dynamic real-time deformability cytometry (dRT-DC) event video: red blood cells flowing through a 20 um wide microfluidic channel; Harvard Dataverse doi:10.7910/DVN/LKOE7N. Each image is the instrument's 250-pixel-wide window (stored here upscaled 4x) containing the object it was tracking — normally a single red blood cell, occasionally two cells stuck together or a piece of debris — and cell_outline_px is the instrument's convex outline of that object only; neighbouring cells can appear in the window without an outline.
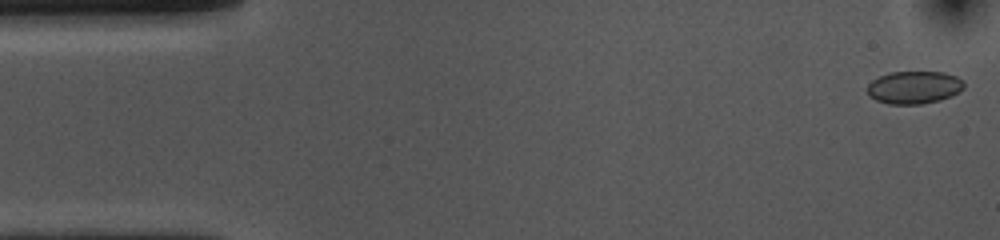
{"species": "common noctule bat (a hibernating species)", "species_latin": "Nyctalus noctula", "temperature_condition": "cold", "stored_images_in_passage": 54, "camera_frame_rate_fps": 3000, "um_per_image_px": 0.085, "animal": {"sex": "female", "body_mass_g": 10.0, "forearm_length_mm": 53.1}, "frame": {"image": 1, "passage_image": 1, "time_ms": 0.0, "image_size_px": [1000, 240], "cell_outline_px": [[964, 88], [952, 96], [940, 100], [920, 104], [888, 104], [876, 100], [868, 92], [868, 84], [872, 80], [888, 72], [944, 72], [956, 76], [964, 84]], "centroid_in_image_um": [77.7, 7.43], "position_along_channel_um": 7.3, "area_um2": 18.32}}
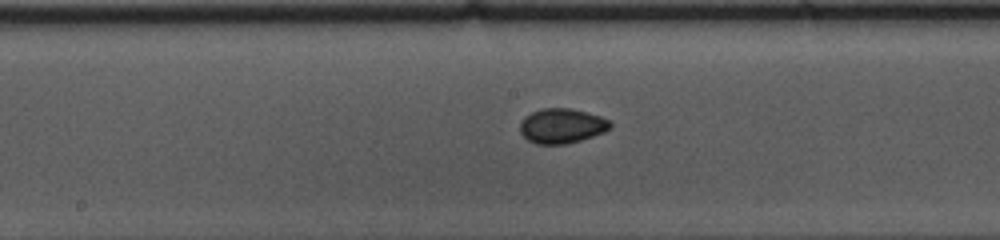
{"frame": {"image": 2, "passage_image": 26, "time_ms": 8.333, "image_size_px": [1000, 240], "cell_outline_px": [[612, 128], [604, 132], [568, 144], [536, 144], [528, 140], [520, 132], [520, 124], [524, 116], [532, 112], [544, 108], [572, 108], [600, 116], [608, 120], [612, 124]], "centroid_in_image_um": [47.75, 10.7], "position_along_channel_um": 200.4, "area_um2": 18.32}}
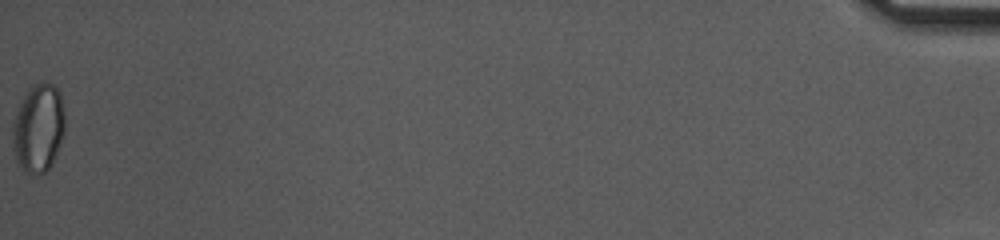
{"frame": {"image": 3, "passage_image": 54, "time_ms": 17.667, "image_size_px": [1000, 240], "cell_outline_px": [[64, 132], [52, 164], [44, 172], [36, 176], [24, 172], [16, 164], [12, 144], [12, 124], [16, 112], [28, 88], [32, 84], [52, 84], [60, 92], [64, 108]], "centroid_in_image_um": [3.24, 10.93], "position_along_channel_um": 432.0, "area_um2": 27.17}, "authors_computed_cell_mechanics": {"area_um2": 18.1781, "velocity_mm_per_s": 3.6354, "shape_relaxation_time_tau1_ms": null, "shape_relaxation_time_tau2_ms": 2.8338, "deformation_change_tau1": null, "deformation_change_tau2": 0.0399}}